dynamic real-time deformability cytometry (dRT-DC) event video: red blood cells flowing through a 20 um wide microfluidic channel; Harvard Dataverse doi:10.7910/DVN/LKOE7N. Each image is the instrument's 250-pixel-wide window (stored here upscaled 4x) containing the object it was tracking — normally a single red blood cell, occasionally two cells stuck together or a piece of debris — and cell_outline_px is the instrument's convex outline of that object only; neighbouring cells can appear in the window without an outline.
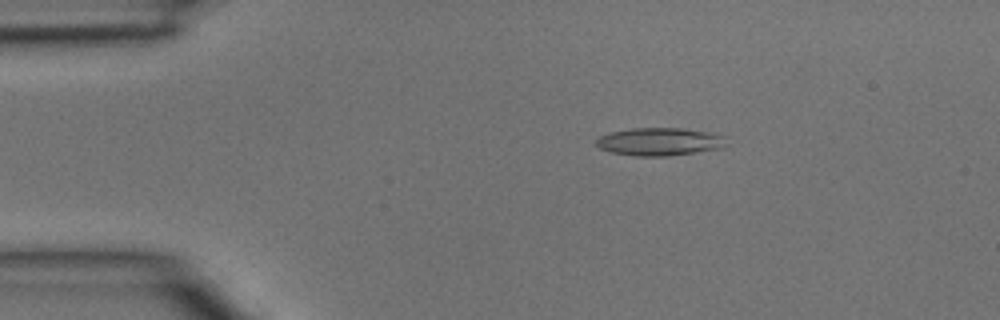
{"species": "common noctule bat (a hibernating species)", "species_latin": "Nyctalus noctula", "temperature_condition": "room temperature", "stored_images_in_passage": 4, "camera_frame_rate_fps": 3000, "um_per_image_px": 0.085, "animal": {"sex": "male", "body_mass_g": 15.6}, "frame": {"image": 1, "passage_image": 3, "time_ms": 0.667, "image_size_px": [1000, 320], "cell_outline_px": [[728, 144], [724, 148], [668, 156], [636, 156], [608, 152], [600, 148], [596, 144], [596, 140], [600, 136], [612, 132], [628, 128], [684, 128], [712, 132], [724, 136]], "centroid_in_image_um": [56.1, 12.04], "position_along_channel_um": 28.9, "area_um2": 21.44}}